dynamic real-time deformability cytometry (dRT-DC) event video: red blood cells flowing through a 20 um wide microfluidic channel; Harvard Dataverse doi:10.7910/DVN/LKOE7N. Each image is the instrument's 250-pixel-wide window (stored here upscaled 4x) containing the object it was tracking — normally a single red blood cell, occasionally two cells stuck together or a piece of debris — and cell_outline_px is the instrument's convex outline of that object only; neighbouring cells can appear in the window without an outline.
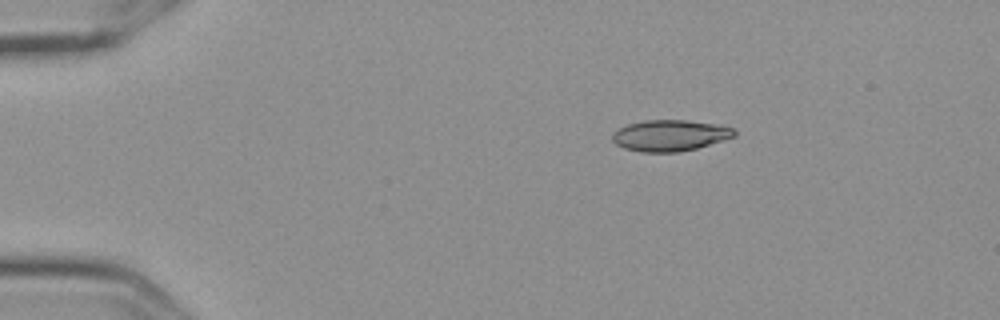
{"species": "Egyptian fruit bat (a non-hibernating species)", "species_latin": "Rousettus aegyptiacus", "temperature_condition": "cold", "stored_images_in_passage": 2, "camera_frame_rate_fps": 3000, "um_per_image_px": 0.085, "frame": {"image": 1, "passage_image": 2, "time_ms": 0.333, "image_size_px": [1000, 320], "cell_outline_px": [[736, 136], [724, 140], [696, 148], [680, 152], [640, 152], [624, 148], [616, 144], [612, 140], [612, 132], [628, 124], [644, 120], [684, 120], [712, 124], [732, 128], [736, 132]], "centroid_in_image_um": [56.91, 11.52], "position_along_channel_um": 28.1, "area_um2": 22.02}}